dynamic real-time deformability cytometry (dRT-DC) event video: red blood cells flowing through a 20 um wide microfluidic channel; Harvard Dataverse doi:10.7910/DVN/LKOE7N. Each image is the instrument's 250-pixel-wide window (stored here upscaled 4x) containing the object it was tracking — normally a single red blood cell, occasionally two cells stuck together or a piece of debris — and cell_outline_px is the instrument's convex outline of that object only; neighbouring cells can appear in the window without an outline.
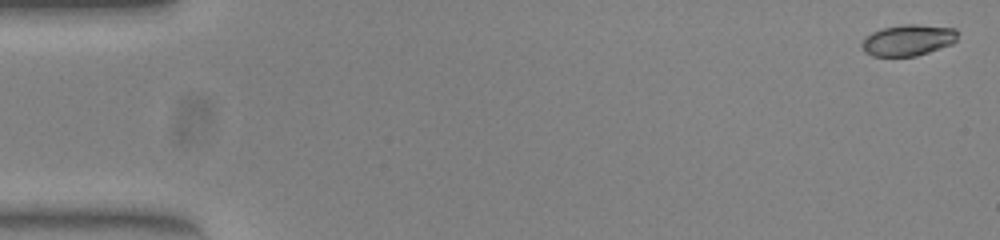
{"species": "common noctule bat (a hibernating species)", "species_latin": "Nyctalus noctula", "temperature_condition": "warm", "stored_images_in_passage": 54, "camera_frame_rate_fps": 3000, "um_per_image_px": 0.085, "animal": {"sex": "female", "body_mass_g": 23.0, "forearm_length_mm": 53.4}, "frame": {"image": 1, "passage_image": 2, "time_ms": 0.333, "image_size_px": [1000, 240], "cell_outline_px": [[960, 32], [956, 40], [952, 44], [916, 56], [872, 56], [864, 52], [860, 44], [864, 36], [872, 32], [884, 28], [904, 24], [916, 24], [956, 28]], "centroid_in_image_um": [77.18, 3.41], "position_along_channel_um": 7.8, "area_um2": 17.63}}
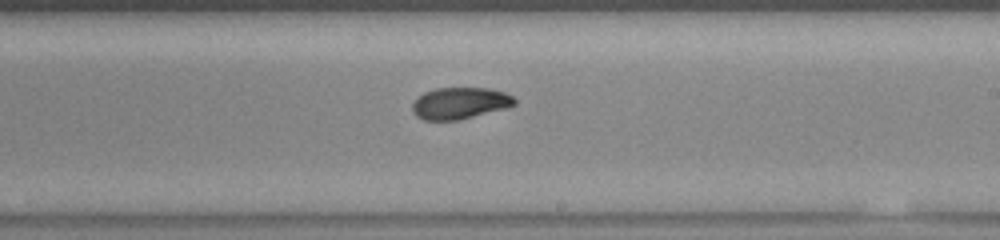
{"frame": {"image": 2, "passage_image": 32, "time_ms": 10.333, "image_size_px": [1000, 240], "cell_outline_px": [[516, 104], [508, 108], [456, 120], [424, 120], [416, 116], [412, 112], [412, 104], [424, 92], [436, 88], [488, 88], [504, 92], [512, 96], [516, 100]], "centroid_in_image_um": [39.1, 8.77], "position_along_channel_um": 249.9, "area_um2": 18.79}}
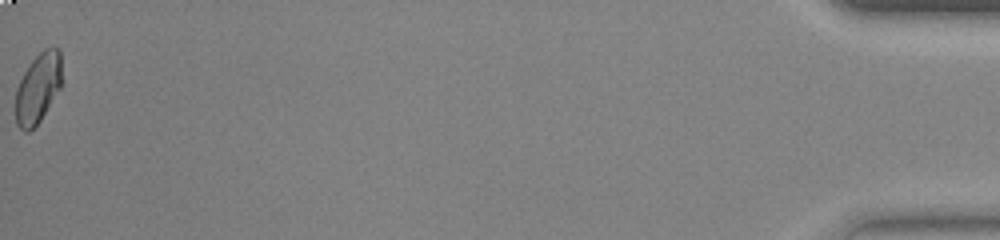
{"frame": {"image": 3, "passage_image": 54, "time_ms": 17.667, "image_size_px": [1000, 240], "cell_outline_px": [[60, 88], [40, 120], [28, 132], [24, 132], [16, 124], [16, 88], [24, 72], [32, 60], [44, 48], [60, 48]], "centroid_in_image_um": [3.21, 7.49], "position_along_channel_um": 432.0, "area_um2": 18.5}, "authors_computed_cell_mechanics": {"area_um2": 18.8139, "velocity_mm_per_s": 3.8958, "shape_relaxation_time_tau1_ms": 10.934, "shape_relaxation_time_tau2_ms": 1.3097, "deformation_change_tau1": 0.2334, "deformation_change_tau2": 0.0413}}